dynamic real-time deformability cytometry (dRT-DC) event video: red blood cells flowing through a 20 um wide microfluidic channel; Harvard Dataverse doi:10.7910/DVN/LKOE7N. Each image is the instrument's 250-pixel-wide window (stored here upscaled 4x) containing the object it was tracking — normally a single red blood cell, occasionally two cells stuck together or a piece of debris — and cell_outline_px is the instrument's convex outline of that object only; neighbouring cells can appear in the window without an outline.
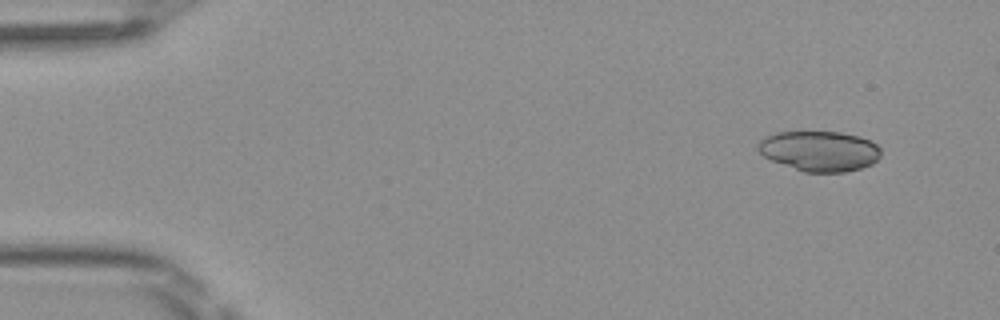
{"species": "Egyptian fruit bat (a non-hibernating species)", "species_latin": "Rousettus aegyptiacus", "temperature_condition": "room temperature", "stored_images_in_passage": 44, "camera_frame_rate_fps": 3000, "um_per_image_px": 0.085, "frame": {"image": 1, "passage_image": 1, "time_ms": 0.0, "image_size_px": [1000, 320], "cell_outline_px": [[880, 156], [872, 164], [860, 168], [844, 172], [804, 172], [772, 160], [764, 156], [756, 148], [760, 140], [764, 136], [776, 132], [840, 132], [860, 136], [876, 144], [880, 148]], "centroid_in_image_um": [69.65, 12.83], "position_along_channel_um": 15.4, "area_um2": 28.73}}
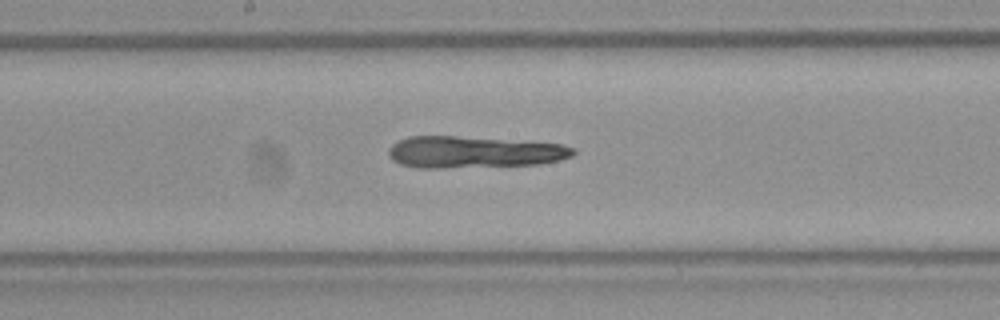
{"frame": {"image": 2, "passage_image": 23, "time_ms": 7.333, "image_size_px": [1000, 320], "cell_outline_px": [[576, 152], [572, 156], [560, 160], [540, 164], [444, 168], [420, 168], [400, 164], [392, 160], [388, 156], [388, 148], [392, 144], [408, 136], [456, 136], [560, 144], [576, 148]], "centroid_in_image_um": [40.24, 12.93], "position_along_channel_um": 208.0, "area_um2": 34.1}}
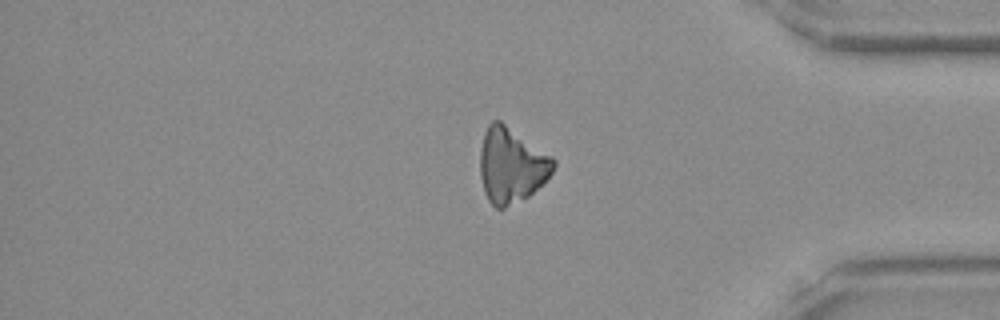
{"frame": {"image": 3, "passage_image": 38, "time_ms": 12.333, "image_size_px": [1000, 320], "cell_outline_px": [[556, 164], [552, 172], [528, 196], [504, 208], [496, 208], [488, 200], [484, 192], [480, 176], [480, 148], [484, 132], [488, 124], [492, 120], [500, 120], [552, 156], [556, 160]], "centroid_in_image_um": [43.44, 14.03], "position_along_channel_um": 391.8, "area_um2": 31.96}}